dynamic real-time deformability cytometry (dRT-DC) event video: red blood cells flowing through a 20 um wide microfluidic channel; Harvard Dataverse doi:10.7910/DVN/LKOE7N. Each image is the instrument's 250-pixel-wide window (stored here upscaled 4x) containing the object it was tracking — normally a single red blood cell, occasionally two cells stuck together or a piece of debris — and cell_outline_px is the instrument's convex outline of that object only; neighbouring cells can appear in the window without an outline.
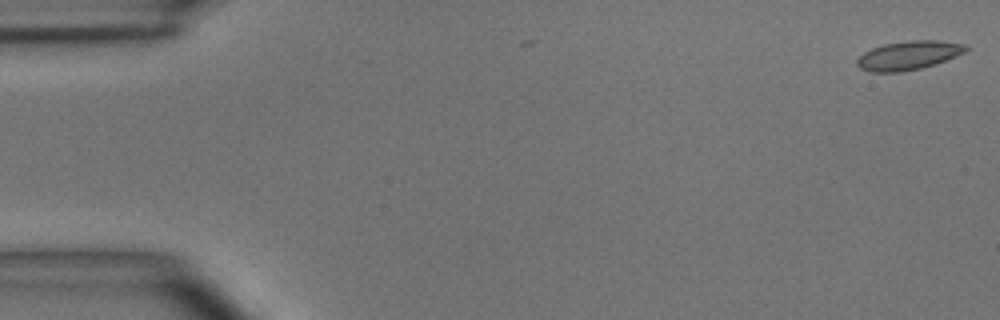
{"species": "common noctule bat (a hibernating species)", "species_latin": "Nyctalus noctula", "temperature_condition": "room temperature", "stored_images_in_passage": 3, "camera_frame_rate_fps": 3000, "um_per_image_px": 0.085, "animal": {"sex": "male", "body_mass_g": 15.6}, "frame": {"image": 1, "passage_image": 1, "time_ms": 0.0, "image_size_px": [1000, 320], "cell_outline_px": [[968, 48], [964, 52], [944, 60], [920, 68], [900, 72], [872, 72], [860, 68], [856, 64], [856, 60], [864, 52], [872, 48], [884, 44], [908, 40], [936, 40], [968, 44]], "centroid_in_image_um": [77.2, 4.69], "position_along_channel_um": 7.8, "area_um2": 18.09}}